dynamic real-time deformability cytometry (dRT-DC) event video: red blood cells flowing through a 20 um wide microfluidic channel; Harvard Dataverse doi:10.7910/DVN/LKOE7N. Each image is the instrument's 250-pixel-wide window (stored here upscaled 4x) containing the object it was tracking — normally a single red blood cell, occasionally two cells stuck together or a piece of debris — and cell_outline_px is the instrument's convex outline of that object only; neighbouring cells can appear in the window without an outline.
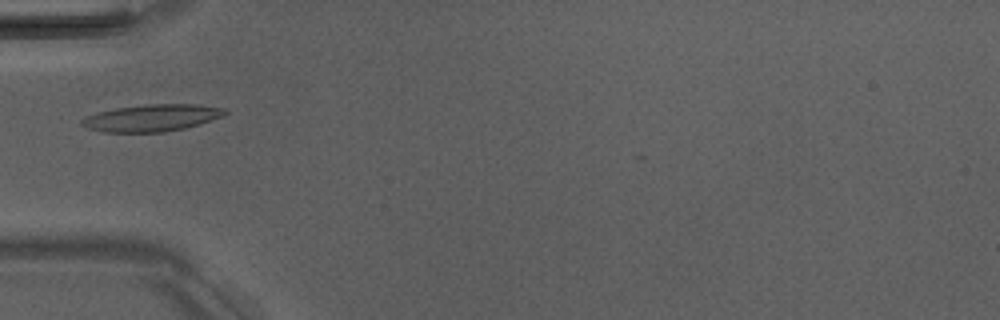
{"species": "Egyptian fruit bat (a non-hibernating species)", "species_latin": "Rousettus aegyptiacus", "temperature_condition": "room temperature", "stored_images_in_passage": 4, "camera_frame_rate_fps": 3000, "um_per_image_px": 0.085, "animal": {"sex": "male"}, "frame": {"image": 1, "passage_image": 4, "time_ms": 3.667, "image_size_px": [1000, 320], "cell_outline_px": [[228, 112], [224, 116], [200, 124], [184, 128], [164, 132], [104, 132], [88, 128], [80, 124], [80, 120], [88, 116], [100, 112], [116, 108], [148, 104], [196, 104], [228, 108]], "centroid_in_image_um": [12.97, 10.01], "position_along_channel_um": 72.0, "area_um2": 22.48}}